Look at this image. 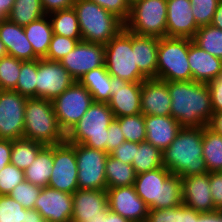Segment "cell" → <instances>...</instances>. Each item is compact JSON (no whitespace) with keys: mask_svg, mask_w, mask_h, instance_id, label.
I'll return each mask as SVG.
<instances>
[{"mask_svg":"<svg viewBox=\"0 0 222 222\" xmlns=\"http://www.w3.org/2000/svg\"><path fill=\"white\" fill-rule=\"evenodd\" d=\"M171 97V116L182 128L208 125L213 115L208 84L189 81H167Z\"/></svg>","mask_w":222,"mask_h":222,"instance_id":"obj_1","label":"cell"},{"mask_svg":"<svg viewBox=\"0 0 222 222\" xmlns=\"http://www.w3.org/2000/svg\"><path fill=\"white\" fill-rule=\"evenodd\" d=\"M202 140L203 127L182 128L171 145L162 152L163 166L180 177L207 173Z\"/></svg>","mask_w":222,"mask_h":222,"instance_id":"obj_2","label":"cell"},{"mask_svg":"<svg viewBox=\"0 0 222 222\" xmlns=\"http://www.w3.org/2000/svg\"><path fill=\"white\" fill-rule=\"evenodd\" d=\"M134 187L149 210L173 208L183 203L182 179L164 166L136 175Z\"/></svg>","mask_w":222,"mask_h":222,"instance_id":"obj_3","label":"cell"},{"mask_svg":"<svg viewBox=\"0 0 222 222\" xmlns=\"http://www.w3.org/2000/svg\"><path fill=\"white\" fill-rule=\"evenodd\" d=\"M73 9L83 41L106 45L124 28L120 18L91 0H75Z\"/></svg>","mask_w":222,"mask_h":222,"instance_id":"obj_4","label":"cell"},{"mask_svg":"<svg viewBox=\"0 0 222 222\" xmlns=\"http://www.w3.org/2000/svg\"><path fill=\"white\" fill-rule=\"evenodd\" d=\"M23 138L44 145H57L66 141V134L58 124L52 101L27 98Z\"/></svg>","mask_w":222,"mask_h":222,"instance_id":"obj_5","label":"cell"},{"mask_svg":"<svg viewBox=\"0 0 222 222\" xmlns=\"http://www.w3.org/2000/svg\"><path fill=\"white\" fill-rule=\"evenodd\" d=\"M114 119L108 103L93 102L82 118L66 133V141L107 152L108 127Z\"/></svg>","mask_w":222,"mask_h":222,"instance_id":"obj_6","label":"cell"},{"mask_svg":"<svg viewBox=\"0 0 222 222\" xmlns=\"http://www.w3.org/2000/svg\"><path fill=\"white\" fill-rule=\"evenodd\" d=\"M188 53L189 38H159L156 79L165 82L192 80Z\"/></svg>","mask_w":222,"mask_h":222,"instance_id":"obj_7","label":"cell"},{"mask_svg":"<svg viewBox=\"0 0 222 222\" xmlns=\"http://www.w3.org/2000/svg\"><path fill=\"white\" fill-rule=\"evenodd\" d=\"M105 66L111 76L128 82H143L148 79L135 63L132 32L125 28L105 45Z\"/></svg>","mask_w":222,"mask_h":222,"instance_id":"obj_8","label":"cell"},{"mask_svg":"<svg viewBox=\"0 0 222 222\" xmlns=\"http://www.w3.org/2000/svg\"><path fill=\"white\" fill-rule=\"evenodd\" d=\"M167 0H140L130 8L124 28L134 34L166 37Z\"/></svg>","mask_w":222,"mask_h":222,"instance_id":"obj_9","label":"cell"},{"mask_svg":"<svg viewBox=\"0 0 222 222\" xmlns=\"http://www.w3.org/2000/svg\"><path fill=\"white\" fill-rule=\"evenodd\" d=\"M93 102L91 93L78 81L52 101L58 124L65 134L82 118Z\"/></svg>","mask_w":222,"mask_h":222,"instance_id":"obj_10","label":"cell"},{"mask_svg":"<svg viewBox=\"0 0 222 222\" xmlns=\"http://www.w3.org/2000/svg\"><path fill=\"white\" fill-rule=\"evenodd\" d=\"M78 189L106 190L105 166L108 153L75 143Z\"/></svg>","mask_w":222,"mask_h":222,"instance_id":"obj_11","label":"cell"},{"mask_svg":"<svg viewBox=\"0 0 222 222\" xmlns=\"http://www.w3.org/2000/svg\"><path fill=\"white\" fill-rule=\"evenodd\" d=\"M78 167L75 143L67 141L53 145V167L48 186L73 194L78 190Z\"/></svg>","mask_w":222,"mask_h":222,"instance_id":"obj_12","label":"cell"},{"mask_svg":"<svg viewBox=\"0 0 222 222\" xmlns=\"http://www.w3.org/2000/svg\"><path fill=\"white\" fill-rule=\"evenodd\" d=\"M27 97L14 90H0V139L23 138Z\"/></svg>","mask_w":222,"mask_h":222,"instance_id":"obj_13","label":"cell"},{"mask_svg":"<svg viewBox=\"0 0 222 222\" xmlns=\"http://www.w3.org/2000/svg\"><path fill=\"white\" fill-rule=\"evenodd\" d=\"M74 82L75 80L60 62L38 59L36 98L53 101Z\"/></svg>","mask_w":222,"mask_h":222,"instance_id":"obj_14","label":"cell"},{"mask_svg":"<svg viewBox=\"0 0 222 222\" xmlns=\"http://www.w3.org/2000/svg\"><path fill=\"white\" fill-rule=\"evenodd\" d=\"M59 62L75 81H79L90 70L105 65V45L81 40Z\"/></svg>","mask_w":222,"mask_h":222,"instance_id":"obj_15","label":"cell"},{"mask_svg":"<svg viewBox=\"0 0 222 222\" xmlns=\"http://www.w3.org/2000/svg\"><path fill=\"white\" fill-rule=\"evenodd\" d=\"M108 208L130 222H146L148 205L137 195L134 185L106 189Z\"/></svg>","mask_w":222,"mask_h":222,"instance_id":"obj_16","label":"cell"},{"mask_svg":"<svg viewBox=\"0 0 222 222\" xmlns=\"http://www.w3.org/2000/svg\"><path fill=\"white\" fill-rule=\"evenodd\" d=\"M111 98L107 102L115 118L141 113V82L112 76Z\"/></svg>","mask_w":222,"mask_h":222,"instance_id":"obj_17","label":"cell"},{"mask_svg":"<svg viewBox=\"0 0 222 222\" xmlns=\"http://www.w3.org/2000/svg\"><path fill=\"white\" fill-rule=\"evenodd\" d=\"M72 208V194L49 186L41 189L34 205L46 222H71Z\"/></svg>","mask_w":222,"mask_h":222,"instance_id":"obj_18","label":"cell"},{"mask_svg":"<svg viewBox=\"0 0 222 222\" xmlns=\"http://www.w3.org/2000/svg\"><path fill=\"white\" fill-rule=\"evenodd\" d=\"M190 0H167L166 37L193 39L199 29Z\"/></svg>","mask_w":222,"mask_h":222,"instance_id":"obj_19","label":"cell"},{"mask_svg":"<svg viewBox=\"0 0 222 222\" xmlns=\"http://www.w3.org/2000/svg\"><path fill=\"white\" fill-rule=\"evenodd\" d=\"M141 113L171 116V97L165 81L149 78L141 82Z\"/></svg>","mask_w":222,"mask_h":222,"instance_id":"obj_20","label":"cell"},{"mask_svg":"<svg viewBox=\"0 0 222 222\" xmlns=\"http://www.w3.org/2000/svg\"><path fill=\"white\" fill-rule=\"evenodd\" d=\"M183 204L200 213L215 212L209 184V172L181 177Z\"/></svg>","mask_w":222,"mask_h":222,"instance_id":"obj_21","label":"cell"},{"mask_svg":"<svg viewBox=\"0 0 222 222\" xmlns=\"http://www.w3.org/2000/svg\"><path fill=\"white\" fill-rule=\"evenodd\" d=\"M188 62L192 81L208 84L222 75V59L201 49L189 39Z\"/></svg>","mask_w":222,"mask_h":222,"instance_id":"obj_22","label":"cell"},{"mask_svg":"<svg viewBox=\"0 0 222 222\" xmlns=\"http://www.w3.org/2000/svg\"><path fill=\"white\" fill-rule=\"evenodd\" d=\"M71 222H84V218L101 217L108 209L107 190L78 189L72 194Z\"/></svg>","mask_w":222,"mask_h":222,"instance_id":"obj_23","label":"cell"},{"mask_svg":"<svg viewBox=\"0 0 222 222\" xmlns=\"http://www.w3.org/2000/svg\"><path fill=\"white\" fill-rule=\"evenodd\" d=\"M0 40L4 43L8 55L22 61L39 59L28 41L23 26L15 24L8 18L0 20Z\"/></svg>","mask_w":222,"mask_h":222,"instance_id":"obj_24","label":"cell"},{"mask_svg":"<svg viewBox=\"0 0 222 222\" xmlns=\"http://www.w3.org/2000/svg\"><path fill=\"white\" fill-rule=\"evenodd\" d=\"M181 129L180 123L172 116H145V141L162 152L171 145Z\"/></svg>","mask_w":222,"mask_h":222,"instance_id":"obj_25","label":"cell"},{"mask_svg":"<svg viewBox=\"0 0 222 222\" xmlns=\"http://www.w3.org/2000/svg\"><path fill=\"white\" fill-rule=\"evenodd\" d=\"M159 38L132 33V50H135V63L149 79H156L157 52Z\"/></svg>","mask_w":222,"mask_h":222,"instance_id":"obj_26","label":"cell"},{"mask_svg":"<svg viewBox=\"0 0 222 222\" xmlns=\"http://www.w3.org/2000/svg\"><path fill=\"white\" fill-rule=\"evenodd\" d=\"M111 78L103 65L84 74L78 82L91 93L94 102L107 103L112 95Z\"/></svg>","mask_w":222,"mask_h":222,"instance_id":"obj_27","label":"cell"},{"mask_svg":"<svg viewBox=\"0 0 222 222\" xmlns=\"http://www.w3.org/2000/svg\"><path fill=\"white\" fill-rule=\"evenodd\" d=\"M25 35L39 58L47 55L53 30L48 15L23 26Z\"/></svg>","mask_w":222,"mask_h":222,"instance_id":"obj_28","label":"cell"},{"mask_svg":"<svg viewBox=\"0 0 222 222\" xmlns=\"http://www.w3.org/2000/svg\"><path fill=\"white\" fill-rule=\"evenodd\" d=\"M53 167V145H46L24 170L25 180L38 187L48 186Z\"/></svg>","mask_w":222,"mask_h":222,"instance_id":"obj_29","label":"cell"},{"mask_svg":"<svg viewBox=\"0 0 222 222\" xmlns=\"http://www.w3.org/2000/svg\"><path fill=\"white\" fill-rule=\"evenodd\" d=\"M202 146L208 172H222V135L203 126Z\"/></svg>","mask_w":222,"mask_h":222,"instance_id":"obj_30","label":"cell"},{"mask_svg":"<svg viewBox=\"0 0 222 222\" xmlns=\"http://www.w3.org/2000/svg\"><path fill=\"white\" fill-rule=\"evenodd\" d=\"M107 189L134 185L136 173L131 164L124 163L112 157H107L105 166Z\"/></svg>","mask_w":222,"mask_h":222,"instance_id":"obj_31","label":"cell"},{"mask_svg":"<svg viewBox=\"0 0 222 222\" xmlns=\"http://www.w3.org/2000/svg\"><path fill=\"white\" fill-rule=\"evenodd\" d=\"M53 34L82 39L79 21L75 10L72 8L54 11L48 14Z\"/></svg>","mask_w":222,"mask_h":222,"instance_id":"obj_32","label":"cell"},{"mask_svg":"<svg viewBox=\"0 0 222 222\" xmlns=\"http://www.w3.org/2000/svg\"><path fill=\"white\" fill-rule=\"evenodd\" d=\"M45 146L43 143L24 138L12 140L10 164L24 171Z\"/></svg>","mask_w":222,"mask_h":222,"instance_id":"obj_33","label":"cell"},{"mask_svg":"<svg viewBox=\"0 0 222 222\" xmlns=\"http://www.w3.org/2000/svg\"><path fill=\"white\" fill-rule=\"evenodd\" d=\"M47 15L41 0H15L14 5L6 17L20 26H25Z\"/></svg>","mask_w":222,"mask_h":222,"instance_id":"obj_34","label":"cell"},{"mask_svg":"<svg viewBox=\"0 0 222 222\" xmlns=\"http://www.w3.org/2000/svg\"><path fill=\"white\" fill-rule=\"evenodd\" d=\"M136 175L163 167L162 151L151 143L141 142L132 162Z\"/></svg>","mask_w":222,"mask_h":222,"instance_id":"obj_35","label":"cell"},{"mask_svg":"<svg viewBox=\"0 0 222 222\" xmlns=\"http://www.w3.org/2000/svg\"><path fill=\"white\" fill-rule=\"evenodd\" d=\"M193 42L211 55L222 59V30L212 25L201 26Z\"/></svg>","mask_w":222,"mask_h":222,"instance_id":"obj_36","label":"cell"},{"mask_svg":"<svg viewBox=\"0 0 222 222\" xmlns=\"http://www.w3.org/2000/svg\"><path fill=\"white\" fill-rule=\"evenodd\" d=\"M38 59L33 61H22L18 77V83L14 91L27 98H36Z\"/></svg>","mask_w":222,"mask_h":222,"instance_id":"obj_37","label":"cell"},{"mask_svg":"<svg viewBox=\"0 0 222 222\" xmlns=\"http://www.w3.org/2000/svg\"><path fill=\"white\" fill-rule=\"evenodd\" d=\"M119 123L125 141L141 143L145 142V116L140 113L136 115L115 118Z\"/></svg>","mask_w":222,"mask_h":222,"instance_id":"obj_38","label":"cell"},{"mask_svg":"<svg viewBox=\"0 0 222 222\" xmlns=\"http://www.w3.org/2000/svg\"><path fill=\"white\" fill-rule=\"evenodd\" d=\"M21 69V60L6 55L0 60V90H15Z\"/></svg>","mask_w":222,"mask_h":222,"instance_id":"obj_39","label":"cell"},{"mask_svg":"<svg viewBox=\"0 0 222 222\" xmlns=\"http://www.w3.org/2000/svg\"><path fill=\"white\" fill-rule=\"evenodd\" d=\"M82 39H72L53 34L47 55L44 57L50 61H60L71 52Z\"/></svg>","mask_w":222,"mask_h":222,"instance_id":"obj_40","label":"cell"},{"mask_svg":"<svg viewBox=\"0 0 222 222\" xmlns=\"http://www.w3.org/2000/svg\"><path fill=\"white\" fill-rule=\"evenodd\" d=\"M41 187L24 180L18 184L8 195L19 202L25 209H34Z\"/></svg>","mask_w":222,"mask_h":222,"instance_id":"obj_41","label":"cell"},{"mask_svg":"<svg viewBox=\"0 0 222 222\" xmlns=\"http://www.w3.org/2000/svg\"><path fill=\"white\" fill-rule=\"evenodd\" d=\"M25 208L9 195H0V222H24Z\"/></svg>","mask_w":222,"mask_h":222,"instance_id":"obj_42","label":"cell"},{"mask_svg":"<svg viewBox=\"0 0 222 222\" xmlns=\"http://www.w3.org/2000/svg\"><path fill=\"white\" fill-rule=\"evenodd\" d=\"M194 19L199 27L211 25L220 0H190Z\"/></svg>","mask_w":222,"mask_h":222,"instance_id":"obj_43","label":"cell"},{"mask_svg":"<svg viewBox=\"0 0 222 222\" xmlns=\"http://www.w3.org/2000/svg\"><path fill=\"white\" fill-rule=\"evenodd\" d=\"M25 180L24 171L15 165H6L0 171V195H8L18 184Z\"/></svg>","mask_w":222,"mask_h":222,"instance_id":"obj_44","label":"cell"},{"mask_svg":"<svg viewBox=\"0 0 222 222\" xmlns=\"http://www.w3.org/2000/svg\"><path fill=\"white\" fill-rule=\"evenodd\" d=\"M105 10L115 14L125 22L130 14V6L126 0H91Z\"/></svg>","mask_w":222,"mask_h":222,"instance_id":"obj_45","label":"cell"},{"mask_svg":"<svg viewBox=\"0 0 222 222\" xmlns=\"http://www.w3.org/2000/svg\"><path fill=\"white\" fill-rule=\"evenodd\" d=\"M146 222H179V206L149 210Z\"/></svg>","mask_w":222,"mask_h":222,"instance_id":"obj_46","label":"cell"},{"mask_svg":"<svg viewBox=\"0 0 222 222\" xmlns=\"http://www.w3.org/2000/svg\"><path fill=\"white\" fill-rule=\"evenodd\" d=\"M138 146L139 143L124 141L110 155L119 161L132 165Z\"/></svg>","mask_w":222,"mask_h":222,"instance_id":"obj_47","label":"cell"},{"mask_svg":"<svg viewBox=\"0 0 222 222\" xmlns=\"http://www.w3.org/2000/svg\"><path fill=\"white\" fill-rule=\"evenodd\" d=\"M210 192L216 211H222V172L209 173Z\"/></svg>","mask_w":222,"mask_h":222,"instance_id":"obj_48","label":"cell"},{"mask_svg":"<svg viewBox=\"0 0 222 222\" xmlns=\"http://www.w3.org/2000/svg\"><path fill=\"white\" fill-rule=\"evenodd\" d=\"M125 141L124 134L119 123L114 119L108 127L107 153L110 154L120 144Z\"/></svg>","mask_w":222,"mask_h":222,"instance_id":"obj_49","label":"cell"},{"mask_svg":"<svg viewBox=\"0 0 222 222\" xmlns=\"http://www.w3.org/2000/svg\"><path fill=\"white\" fill-rule=\"evenodd\" d=\"M213 113L222 111V75L208 83Z\"/></svg>","mask_w":222,"mask_h":222,"instance_id":"obj_50","label":"cell"},{"mask_svg":"<svg viewBox=\"0 0 222 222\" xmlns=\"http://www.w3.org/2000/svg\"><path fill=\"white\" fill-rule=\"evenodd\" d=\"M75 0H41L43 10L48 15L51 12L72 8Z\"/></svg>","mask_w":222,"mask_h":222,"instance_id":"obj_51","label":"cell"},{"mask_svg":"<svg viewBox=\"0 0 222 222\" xmlns=\"http://www.w3.org/2000/svg\"><path fill=\"white\" fill-rule=\"evenodd\" d=\"M12 140L0 139V171L10 164Z\"/></svg>","mask_w":222,"mask_h":222,"instance_id":"obj_52","label":"cell"},{"mask_svg":"<svg viewBox=\"0 0 222 222\" xmlns=\"http://www.w3.org/2000/svg\"><path fill=\"white\" fill-rule=\"evenodd\" d=\"M193 222H222V211L200 213L193 209Z\"/></svg>","mask_w":222,"mask_h":222,"instance_id":"obj_53","label":"cell"},{"mask_svg":"<svg viewBox=\"0 0 222 222\" xmlns=\"http://www.w3.org/2000/svg\"><path fill=\"white\" fill-rule=\"evenodd\" d=\"M211 130L222 135V111L213 113L211 120L207 125Z\"/></svg>","mask_w":222,"mask_h":222,"instance_id":"obj_54","label":"cell"},{"mask_svg":"<svg viewBox=\"0 0 222 222\" xmlns=\"http://www.w3.org/2000/svg\"><path fill=\"white\" fill-rule=\"evenodd\" d=\"M179 222H193V209L183 203L179 205Z\"/></svg>","mask_w":222,"mask_h":222,"instance_id":"obj_55","label":"cell"},{"mask_svg":"<svg viewBox=\"0 0 222 222\" xmlns=\"http://www.w3.org/2000/svg\"><path fill=\"white\" fill-rule=\"evenodd\" d=\"M24 222H46L42 215L35 209H25Z\"/></svg>","mask_w":222,"mask_h":222,"instance_id":"obj_56","label":"cell"},{"mask_svg":"<svg viewBox=\"0 0 222 222\" xmlns=\"http://www.w3.org/2000/svg\"><path fill=\"white\" fill-rule=\"evenodd\" d=\"M14 2L15 0H0V20L9 15Z\"/></svg>","mask_w":222,"mask_h":222,"instance_id":"obj_57","label":"cell"},{"mask_svg":"<svg viewBox=\"0 0 222 222\" xmlns=\"http://www.w3.org/2000/svg\"><path fill=\"white\" fill-rule=\"evenodd\" d=\"M211 25L222 30V0L217 5Z\"/></svg>","mask_w":222,"mask_h":222,"instance_id":"obj_58","label":"cell"},{"mask_svg":"<svg viewBox=\"0 0 222 222\" xmlns=\"http://www.w3.org/2000/svg\"><path fill=\"white\" fill-rule=\"evenodd\" d=\"M105 222H130L128 219H125L120 214L108 211L105 215Z\"/></svg>","mask_w":222,"mask_h":222,"instance_id":"obj_59","label":"cell"},{"mask_svg":"<svg viewBox=\"0 0 222 222\" xmlns=\"http://www.w3.org/2000/svg\"><path fill=\"white\" fill-rule=\"evenodd\" d=\"M109 211V208L101 214V217L84 218V222H105V215Z\"/></svg>","mask_w":222,"mask_h":222,"instance_id":"obj_60","label":"cell"},{"mask_svg":"<svg viewBox=\"0 0 222 222\" xmlns=\"http://www.w3.org/2000/svg\"><path fill=\"white\" fill-rule=\"evenodd\" d=\"M6 55H8L7 50L5 48L4 43L0 40V60Z\"/></svg>","mask_w":222,"mask_h":222,"instance_id":"obj_61","label":"cell"},{"mask_svg":"<svg viewBox=\"0 0 222 222\" xmlns=\"http://www.w3.org/2000/svg\"><path fill=\"white\" fill-rule=\"evenodd\" d=\"M126 1L129 4V6L131 7V6H133L135 3H137L140 0H126Z\"/></svg>","mask_w":222,"mask_h":222,"instance_id":"obj_62","label":"cell"}]
</instances>
